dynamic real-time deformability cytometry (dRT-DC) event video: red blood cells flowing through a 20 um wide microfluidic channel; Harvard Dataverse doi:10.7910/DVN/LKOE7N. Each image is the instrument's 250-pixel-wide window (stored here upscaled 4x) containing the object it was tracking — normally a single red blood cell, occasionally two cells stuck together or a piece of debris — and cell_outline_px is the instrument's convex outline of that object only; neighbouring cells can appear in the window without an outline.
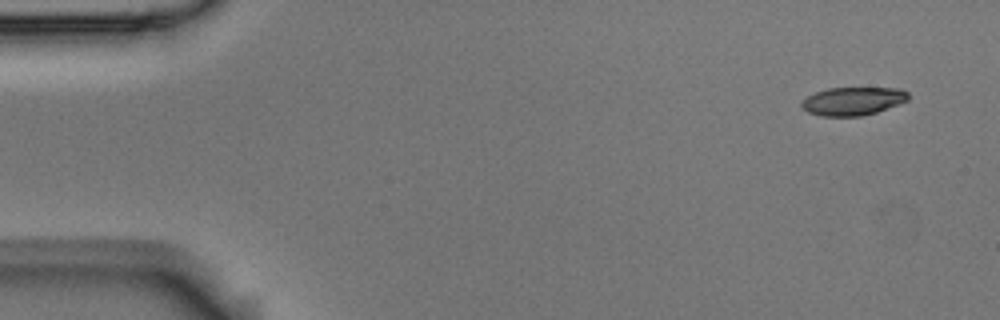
{"species": "Egyptian fruit bat (a non-hibernating species)", "species_latin": "Rousettus aegyptiacus", "temperature_condition": "room temperature", "stored_images_in_passage": 6, "segment_of_instrument_passage": [1, 2], "camera_frame_rate_fps": 3000, "um_per_image_px": 0.085, "animal": {"sex": "male"}, "frame": {"image": 1, "passage_image": 1, "time_ms": 0.0, "image_size_px": [1000, 320], "cell_outline_px": [[908, 100], [900, 104], [876, 112], [860, 116], [820, 116], [808, 112], [800, 108], [800, 100], [816, 92], [828, 88], [900, 88], [908, 92]], "centroid_in_image_um": [72.47, 8.6], "position_along_channel_um": 12.5, "area_um2": 17.69}}
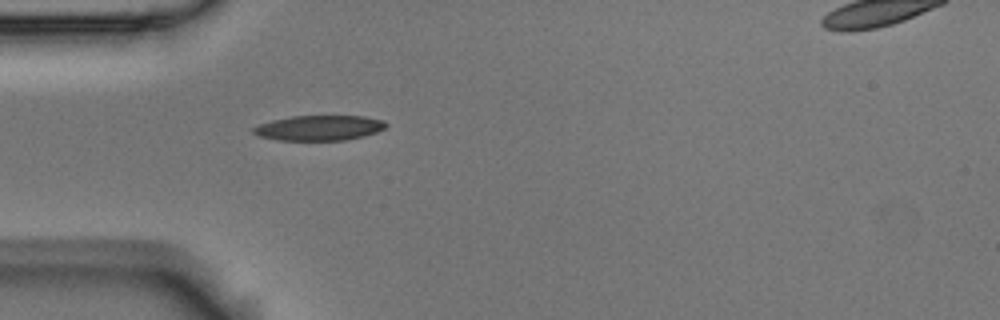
{"frame": {"image": 2, "passage_image": 5, "time_ms": 1.333, "image_size_px": [1000, 320], "cell_outline_px": [[388, 124], [384, 128], [376, 132], [364, 136], [344, 140], [280, 140], [260, 136], [252, 132], [252, 128], [260, 124], [272, 120], [292, 116], [364, 116], [384, 120]], "centroid_in_image_um": [27.15, 10.86], "position_along_channel_um": 57.9, "area_um2": 19.31}}